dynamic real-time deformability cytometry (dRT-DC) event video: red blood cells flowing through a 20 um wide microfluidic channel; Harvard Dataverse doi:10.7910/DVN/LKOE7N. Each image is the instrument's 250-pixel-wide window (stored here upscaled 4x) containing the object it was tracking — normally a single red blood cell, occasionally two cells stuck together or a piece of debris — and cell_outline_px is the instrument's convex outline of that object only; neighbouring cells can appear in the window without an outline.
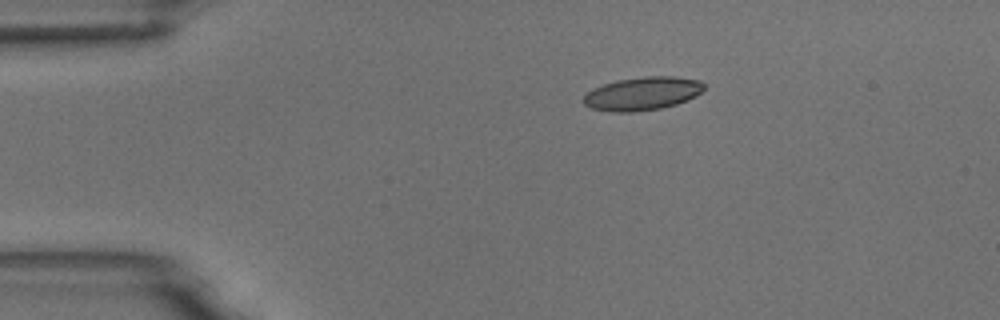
{"species": "common noctule bat (a hibernating species)", "species_latin": "Nyctalus noctula", "temperature_condition": "room temperature", "stored_images_in_passage": 7, "camera_frame_rate_fps": 3000, "um_per_image_px": 0.085, "animal": {"sex": "male", "body_mass_g": 18.8}, "frame": {"image": 1, "passage_image": 2, "time_ms": 2.0, "image_size_px": [1000, 320], "cell_outline_px": [[704, 88], [696, 96], [688, 100], [676, 104], [660, 108], [632, 112], [612, 112], [592, 108], [584, 104], [584, 96], [592, 88], [616, 80], [644, 76], [676, 76], [700, 80], [704, 84]], "centroid_in_image_um": [54.62, 7.94], "position_along_channel_um": 30.4, "area_um2": 23.41}}
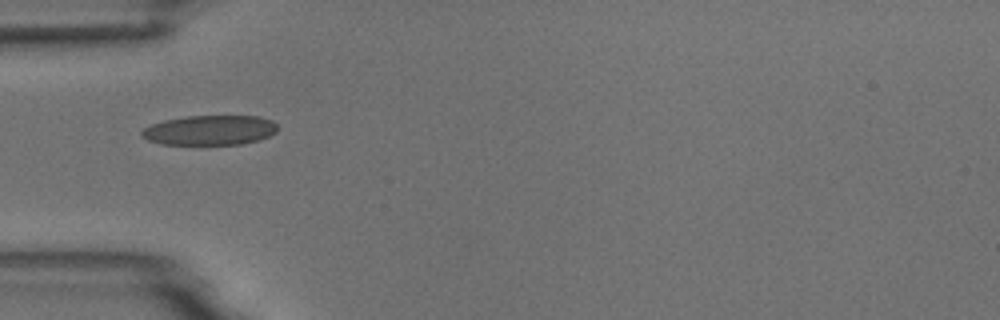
{"frame": {"image": 2, "passage_image": 4, "time_ms": 4.333, "image_size_px": [1000, 320], "cell_outline_px": [[276, 132], [260, 140], [240, 144], [160, 144], [148, 140], [140, 136], [140, 132], [144, 128], [152, 124], [164, 120], [188, 116], [260, 116], [272, 120], [276, 124]], "centroid_in_image_um": [17.83, 11.06], "position_along_channel_um": 67.2, "area_um2": 23.58}}